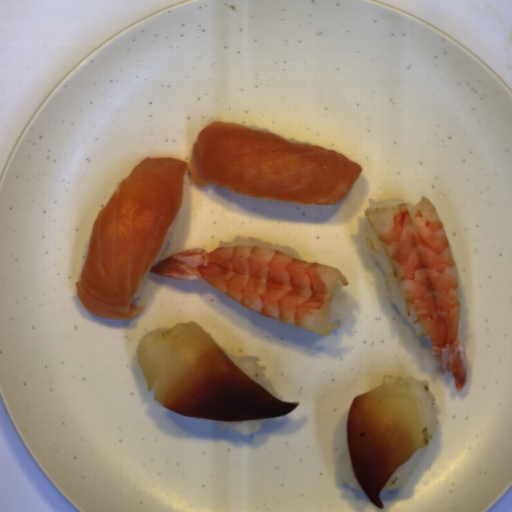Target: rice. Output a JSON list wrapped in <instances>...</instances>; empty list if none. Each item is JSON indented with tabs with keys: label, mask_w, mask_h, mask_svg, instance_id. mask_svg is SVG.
Wrapping results in <instances>:
<instances>
[{
	"label": "rice",
	"mask_w": 512,
	"mask_h": 512,
	"mask_svg": "<svg viewBox=\"0 0 512 512\" xmlns=\"http://www.w3.org/2000/svg\"><path fill=\"white\" fill-rule=\"evenodd\" d=\"M265 419H257L251 421L244 422H221L222 427L229 428L230 430L236 431L242 436H250L252 433H256L259 431L261 425L264 423Z\"/></svg>",
	"instance_id": "rice-7"
},
{
	"label": "rice",
	"mask_w": 512,
	"mask_h": 512,
	"mask_svg": "<svg viewBox=\"0 0 512 512\" xmlns=\"http://www.w3.org/2000/svg\"><path fill=\"white\" fill-rule=\"evenodd\" d=\"M403 378L415 389L423 405L429 441L428 446L417 449L405 464L394 471L381 490L402 489L409 483L414 470L421 465L436 434L437 415L434 406L436 398L430 392V382L413 375H405Z\"/></svg>",
	"instance_id": "rice-1"
},
{
	"label": "rice",
	"mask_w": 512,
	"mask_h": 512,
	"mask_svg": "<svg viewBox=\"0 0 512 512\" xmlns=\"http://www.w3.org/2000/svg\"><path fill=\"white\" fill-rule=\"evenodd\" d=\"M247 127L251 128V129H253V130H257V131H261V132H267V133H271V134H274V135L281 136V137H283L284 139H286L287 141H290V142H293V143H301V144H309V145H312L311 141H300V140L295 139L293 136H292V137H290V138H286L285 136H283V135H279V134H277V133H275V132H272V131H270V130H269V129H267V128H259V127H257L255 124H254V125H251V126H247Z\"/></svg>",
	"instance_id": "rice-10"
},
{
	"label": "rice",
	"mask_w": 512,
	"mask_h": 512,
	"mask_svg": "<svg viewBox=\"0 0 512 512\" xmlns=\"http://www.w3.org/2000/svg\"><path fill=\"white\" fill-rule=\"evenodd\" d=\"M177 223H178V213H177V216L173 222V224L171 225V227L168 229V231L166 232L165 234V237H164V245L160 251V253L158 254L157 258L154 260V262L150 265V266H155L157 265L161 260H162V257H163V254L168 246V243L169 241H171V238L175 232V229H176V226H177Z\"/></svg>",
	"instance_id": "rice-8"
},
{
	"label": "rice",
	"mask_w": 512,
	"mask_h": 512,
	"mask_svg": "<svg viewBox=\"0 0 512 512\" xmlns=\"http://www.w3.org/2000/svg\"><path fill=\"white\" fill-rule=\"evenodd\" d=\"M219 345V344H218ZM220 349L230 358V360L245 374L257 382L260 386L266 389L277 399H282V396L275 389L271 378L265 379L264 371L266 366L257 363L260 361L259 357L251 355L235 356L231 352H228L225 348L220 346Z\"/></svg>",
	"instance_id": "rice-3"
},
{
	"label": "rice",
	"mask_w": 512,
	"mask_h": 512,
	"mask_svg": "<svg viewBox=\"0 0 512 512\" xmlns=\"http://www.w3.org/2000/svg\"><path fill=\"white\" fill-rule=\"evenodd\" d=\"M335 475L337 481L342 485H350L353 489H362L355 477L350 458L347 441V427L340 442Z\"/></svg>",
	"instance_id": "rice-4"
},
{
	"label": "rice",
	"mask_w": 512,
	"mask_h": 512,
	"mask_svg": "<svg viewBox=\"0 0 512 512\" xmlns=\"http://www.w3.org/2000/svg\"><path fill=\"white\" fill-rule=\"evenodd\" d=\"M339 284L333 291L334 297L330 305V320L329 323H334L340 320L342 323L346 322V315L350 313V304L348 303L349 295L344 290V285L338 280Z\"/></svg>",
	"instance_id": "rice-6"
},
{
	"label": "rice",
	"mask_w": 512,
	"mask_h": 512,
	"mask_svg": "<svg viewBox=\"0 0 512 512\" xmlns=\"http://www.w3.org/2000/svg\"><path fill=\"white\" fill-rule=\"evenodd\" d=\"M397 204H406L404 199H394V200H379V201H375L374 199L372 198H368V208L366 209V211L368 210H372V209H375V208H378V207H396Z\"/></svg>",
	"instance_id": "rice-9"
},
{
	"label": "rice",
	"mask_w": 512,
	"mask_h": 512,
	"mask_svg": "<svg viewBox=\"0 0 512 512\" xmlns=\"http://www.w3.org/2000/svg\"><path fill=\"white\" fill-rule=\"evenodd\" d=\"M362 233L363 244L370 258L373 261H375L377 265L381 266L386 273L384 286L388 301L390 303H394L397 306L403 319L409 322L413 327L416 336L430 337V334L421 324L418 318L415 316L412 309L410 316H407L401 292L396 277L394 275L390 260L386 254V251L377 232L375 231L374 227L368 220L367 215H365L364 220L362 222Z\"/></svg>",
	"instance_id": "rice-2"
},
{
	"label": "rice",
	"mask_w": 512,
	"mask_h": 512,
	"mask_svg": "<svg viewBox=\"0 0 512 512\" xmlns=\"http://www.w3.org/2000/svg\"><path fill=\"white\" fill-rule=\"evenodd\" d=\"M221 246H260V247L280 250V251L290 254L294 257L302 259L301 255L291 246L280 245V244H276V243L272 244V242L263 241L256 237H253V236H249L248 238H243L239 234V235L235 236L232 241H225L220 238L218 247H221Z\"/></svg>",
	"instance_id": "rice-5"
}]
</instances>
